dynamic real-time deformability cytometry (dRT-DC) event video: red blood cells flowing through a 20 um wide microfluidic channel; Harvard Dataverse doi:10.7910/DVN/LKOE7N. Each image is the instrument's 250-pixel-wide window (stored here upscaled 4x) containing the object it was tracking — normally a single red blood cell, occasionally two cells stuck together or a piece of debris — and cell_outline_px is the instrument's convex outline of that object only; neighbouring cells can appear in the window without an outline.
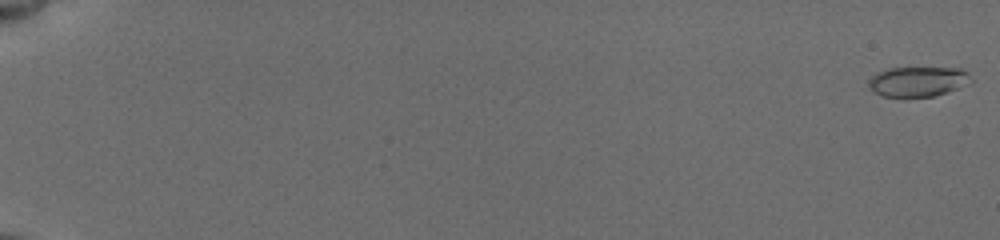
{"species": "common noctule bat (a hibernating species)", "species_latin": "Nyctalus noctula", "temperature_condition": "cold", "stored_images_in_passage": 20, "camera_frame_rate_fps": 3000, "um_per_image_px": 0.085, "animal": {"sex": "female", "body_mass_g": 19.5, "forearm_length_mm": 54.1}, "frame": {"image": 1, "passage_image": 1, "time_ms": 0.0, "image_size_px": [1000, 240], "cell_outline_px": [[964, 72], [952, 88], [944, 92], [932, 96], [884, 96], [876, 92], [872, 88], [872, 76], [876, 72], [888, 68], [960, 68]], "centroid_in_image_um": [77.78, 6.91], "position_along_channel_um": 7.2, "area_um2": 16.01}}